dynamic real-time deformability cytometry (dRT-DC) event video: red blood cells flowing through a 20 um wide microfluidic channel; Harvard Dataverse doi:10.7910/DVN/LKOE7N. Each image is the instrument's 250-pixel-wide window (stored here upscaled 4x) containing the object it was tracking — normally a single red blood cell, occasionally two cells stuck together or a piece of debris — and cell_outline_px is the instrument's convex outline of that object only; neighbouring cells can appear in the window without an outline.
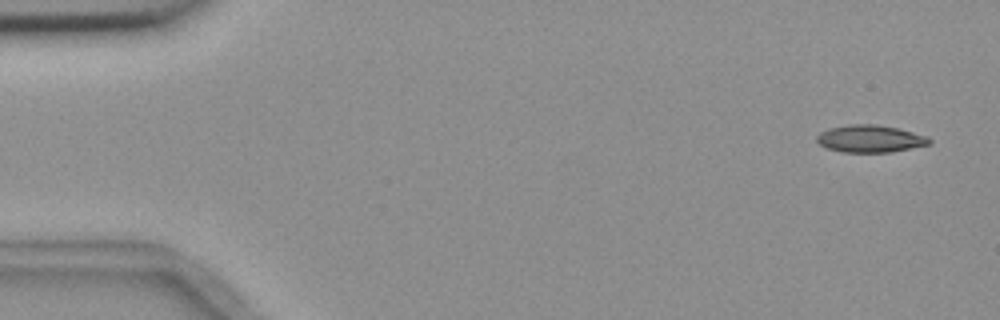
{"species": "common noctule bat (a hibernating species)", "species_latin": "Nyctalus noctula", "temperature_condition": "room temperature", "stored_images_in_passage": 6, "segment_of_instrument_passage": [2, 2], "camera_frame_rate_fps": 3000, "um_per_image_px": 0.085, "animal": {"sex": "female", "body_mass_g": 18.4}, "frame": {"image": 1, "passage_image": 6, "time_ms": 6.667, "image_size_px": [1000, 320], "cell_outline_px": [[932, 140], [928, 144], [888, 152], [840, 152], [828, 148], [820, 144], [816, 140], [816, 136], [820, 132], [828, 128], [848, 124], [876, 124], [896, 128], [928, 136]], "centroid_in_image_um": [73.91, 11.78], "position_along_channel_um": 11.1, "area_um2": 17.74}}